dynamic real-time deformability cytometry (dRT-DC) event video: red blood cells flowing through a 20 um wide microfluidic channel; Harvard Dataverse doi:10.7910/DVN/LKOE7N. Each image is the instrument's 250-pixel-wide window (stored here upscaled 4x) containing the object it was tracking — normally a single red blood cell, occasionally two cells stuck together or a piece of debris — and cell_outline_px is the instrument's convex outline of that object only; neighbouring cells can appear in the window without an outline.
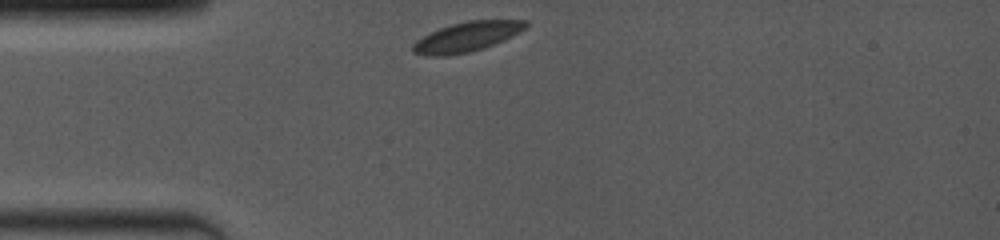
{"species": "common noctule bat (a hibernating species)", "species_latin": "Nyctalus noctula", "temperature_condition": "room temperature", "stored_images_in_passage": 12, "camera_frame_rate_fps": 4000, "um_per_image_px": 0.085, "animal": {"sex": "female", "body_mass_g": 19.0, "forearm_length_mm": 53.3}, "frame": {"image": 1, "passage_image": 1, "time_ms": 0.0, "image_size_px": [1000, 240], "cell_outline_px": [[528, 24], [520, 32], [504, 40], [468, 52], [444, 56], [428, 56], [412, 52], [412, 44], [416, 40], [440, 28], [452, 24], [468, 20], [528, 20]], "centroid_in_image_um": [39.67, 3.12], "position_along_channel_um": 45.3, "area_um2": 19.25}}
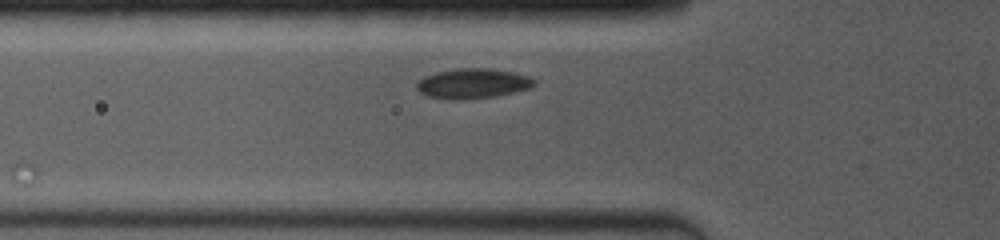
{"frame": {"image": 2, "passage_image": 4, "time_ms": 1.5, "image_size_px": [1000, 240], "cell_outline_px": [[536, 84], [532, 88], [496, 96], [464, 100], [448, 100], [428, 96], [420, 92], [416, 88], [416, 84], [424, 76], [436, 72], [456, 68], [488, 68], [516, 72], [528, 76], [536, 80]], "centroid_in_image_um": [40.21, 7.1], "position_along_channel_um": 85.6, "area_um2": 20.87}}